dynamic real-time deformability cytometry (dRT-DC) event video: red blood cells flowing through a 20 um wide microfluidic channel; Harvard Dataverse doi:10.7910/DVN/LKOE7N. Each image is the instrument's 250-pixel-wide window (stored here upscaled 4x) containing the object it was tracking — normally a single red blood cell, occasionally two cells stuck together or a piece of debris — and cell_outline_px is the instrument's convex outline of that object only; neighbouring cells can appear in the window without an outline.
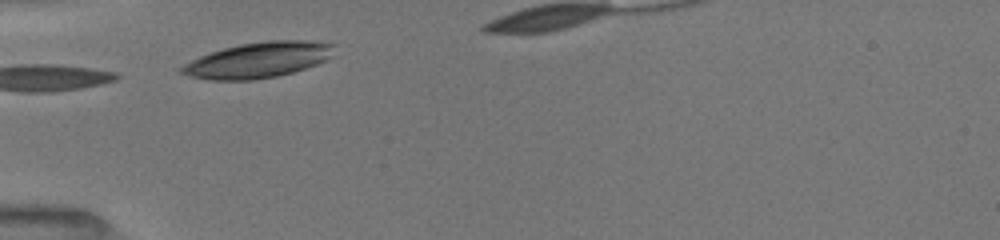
{"species": "common noctule bat (a hibernating species)", "species_latin": "Nyctalus noctula", "temperature_condition": "room temperature", "stored_images_in_passage": 3, "camera_frame_rate_fps": 3000, "um_per_image_px": 0.085, "animal": {"sex": "female", "body_mass_g": 19.5, "forearm_length_mm": 54.1}, "frame": {"image": 1, "passage_image": 1, "time_ms": 0.0, "image_size_px": [1000, 240], "cell_outline_px": [[336, 44], [332, 56], [316, 64], [292, 72], [276, 76], [252, 80], [208, 80], [176, 72], [176, 68], [200, 56], [224, 48], [240, 44], [268, 40], [316, 40]], "centroid_in_image_um": [21.94, 5.09], "position_along_channel_um": 63.1, "area_um2": 31.73}}